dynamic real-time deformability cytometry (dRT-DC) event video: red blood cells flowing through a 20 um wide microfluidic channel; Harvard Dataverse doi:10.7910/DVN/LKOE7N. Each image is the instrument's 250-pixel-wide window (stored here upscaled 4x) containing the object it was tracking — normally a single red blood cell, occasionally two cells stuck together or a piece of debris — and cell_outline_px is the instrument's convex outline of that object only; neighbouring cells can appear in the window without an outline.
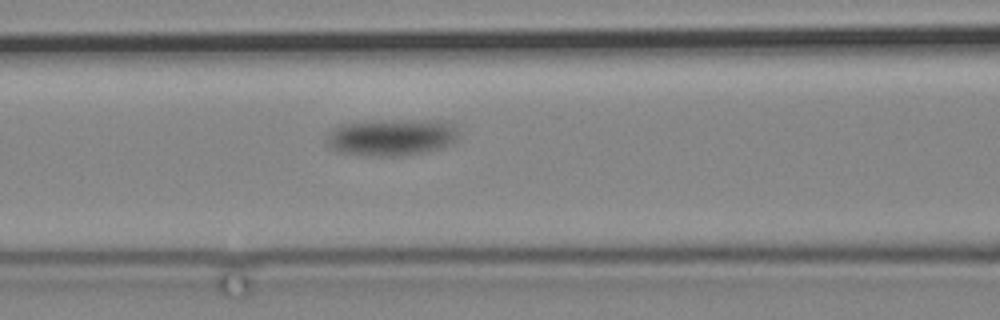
{"species": "common noctule bat (a hibernating species)", "species_latin": "Nyctalus noctula", "temperature_condition": "cold", "stored_images_in_passage": 7, "camera_frame_rate_fps": 3000, "um_per_image_px": 0.085, "animal": {"sex": "male", "body_mass_g": 19.2, "forearm_length_mm": 51.8}, "frame": {"image": 1, "passage_image": 7, "time_ms": 7.0, "image_size_px": [1000, 320], "cell_outline_px": [[460, 136], [452, 144], [440, 148], [424, 152], [404, 156], [368, 156], [336, 152], [324, 140], [328, 132], [332, 128], [340, 124], [364, 120], [440, 120], [452, 124], [460, 132]], "centroid_in_image_um": [33.25, 11.66], "position_along_channel_um": 133.3, "area_um2": 29.19}}